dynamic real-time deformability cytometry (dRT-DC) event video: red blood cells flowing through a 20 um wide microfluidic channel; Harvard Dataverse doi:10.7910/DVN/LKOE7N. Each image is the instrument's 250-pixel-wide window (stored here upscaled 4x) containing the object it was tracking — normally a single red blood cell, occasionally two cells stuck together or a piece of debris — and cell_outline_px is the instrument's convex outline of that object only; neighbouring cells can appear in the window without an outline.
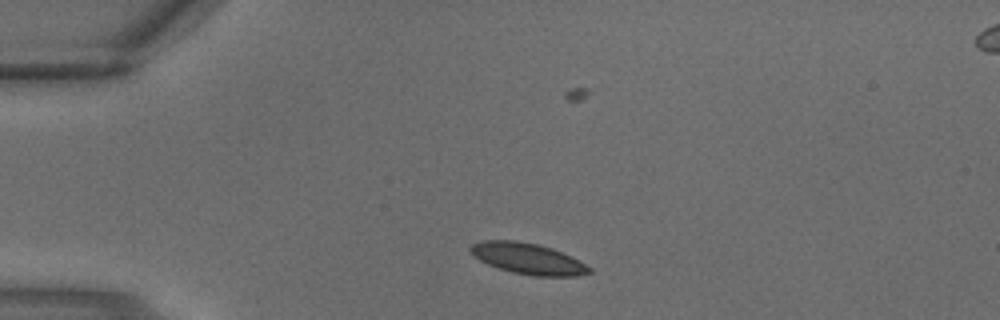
{"species": "common noctule bat (a hibernating species)", "species_latin": "Nyctalus noctula", "temperature_condition": "warm", "stored_images_in_passage": 3, "camera_frame_rate_fps": 3000, "um_per_image_px": 0.085, "animal": {"sex": "male", "body_mass_g": 18.8}, "frame": {"image": 1, "passage_image": 3, "time_ms": 0.667, "image_size_px": [1000, 320], "cell_outline_px": [[592, 272], [576, 276], [536, 276], [512, 272], [488, 264], [480, 260], [468, 248], [472, 244], [484, 240], [512, 240], [536, 244], [552, 248], [592, 268]], "centroid_in_image_um": [44.86, 21.98], "position_along_channel_um": 40.1, "area_um2": 20.98}}